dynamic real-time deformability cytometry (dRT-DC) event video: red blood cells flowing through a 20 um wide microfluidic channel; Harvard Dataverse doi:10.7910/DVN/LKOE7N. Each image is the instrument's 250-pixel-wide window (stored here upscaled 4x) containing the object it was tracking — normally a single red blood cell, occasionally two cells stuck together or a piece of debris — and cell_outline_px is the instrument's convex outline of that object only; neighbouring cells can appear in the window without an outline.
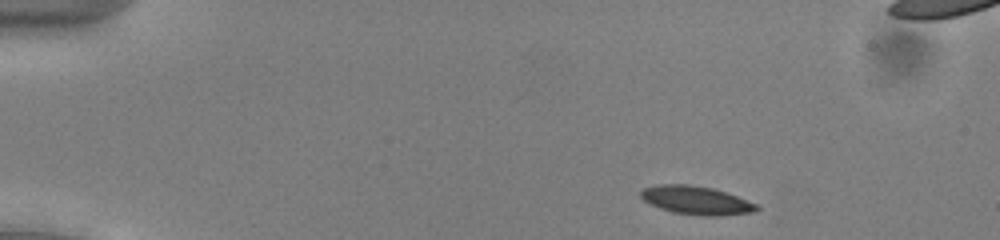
{"species": "common noctule bat (a hibernating species)", "species_latin": "Nyctalus noctula", "temperature_condition": "cold", "stored_images_in_passage": 48, "camera_frame_rate_fps": 3000, "um_per_image_px": 0.085, "animal": {"sex": "male", "body_mass_g": 13.0, "forearm_length_mm": 53.1}, "frame": {"image": 1, "passage_image": 2, "time_ms": 0.333, "image_size_px": [1000, 240], "cell_outline_px": [[760, 208], [756, 212], [720, 216], [704, 216], [672, 212], [660, 208], [644, 200], [640, 196], [640, 192], [644, 188], [660, 184], [688, 184], [712, 188], [736, 196], [756, 204]], "centroid_in_image_um": [59.19, 17.03], "position_along_channel_um": 25.8, "area_um2": 19.07}}
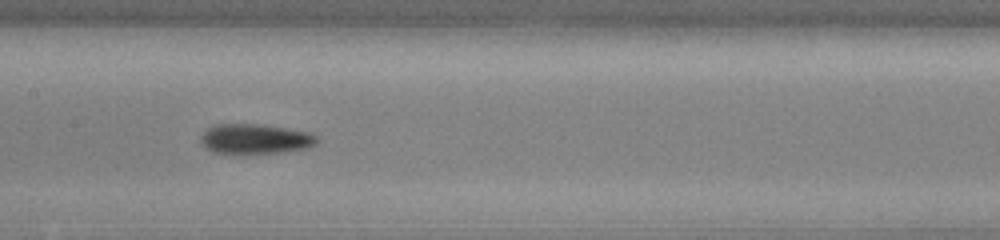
{"frame": {"image": 2, "passage_image": 21, "time_ms": 6.667, "image_size_px": [1000, 240], "cell_outline_px": [[320, 140], [316, 144], [304, 148], [280, 152], [240, 156], [212, 152], [200, 144], [200, 136], [208, 128], [216, 124], [264, 124], [308, 132], [316, 136]], "centroid_in_image_um": [21.63, 11.84], "position_along_channel_um": 185.8, "area_um2": 20.92}}
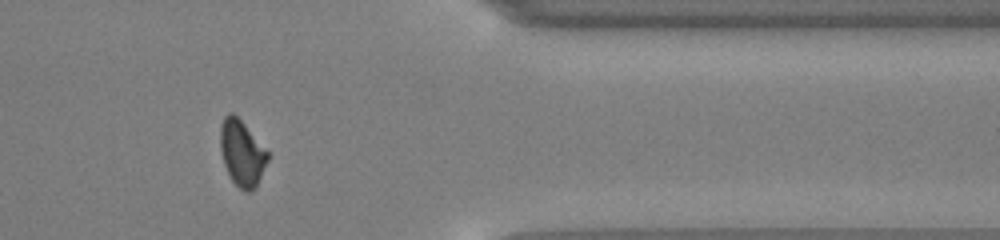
{"frame": {"image": 3, "passage_image": 38, "time_ms": 12.333, "image_size_px": [1000, 240], "cell_outline_px": [[268, 160], [256, 188], [248, 192], [244, 192], [232, 180], [224, 164], [220, 148], [220, 124], [224, 116], [228, 112], [232, 112], [244, 124], [268, 152]], "centroid_in_image_um": [20.55, 13.01], "position_along_channel_um": 390.9, "area_um2": 18.03}, "authors_computed_cell_mechanics": {"area_um2": 19.0451, "velocity_mm_per_s": 3.8908, "shape_relaxation_time_tau1_ms": 3.6604, "shape_relaxation_time_tau2_ms": 2.3632, "deformation_change_tau1": 0.1215, "deformation_change_tau2": 0.0798}}